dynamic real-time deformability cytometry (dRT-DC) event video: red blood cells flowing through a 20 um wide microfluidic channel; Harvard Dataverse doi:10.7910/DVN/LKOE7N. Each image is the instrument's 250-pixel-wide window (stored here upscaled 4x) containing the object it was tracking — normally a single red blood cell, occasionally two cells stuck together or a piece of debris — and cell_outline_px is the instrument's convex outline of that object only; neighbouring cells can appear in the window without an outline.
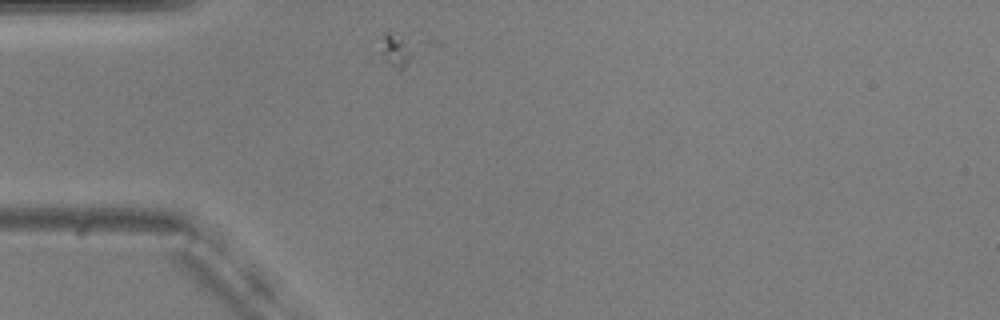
{"species": "common noctule bat (a hibernating species)", "species_latin": "Nyctalus noctula", "temperature_condition": "warm", "stored_images_in_passage": 9, "camera_frame_rate_fps": 3000, "um_per_image_px": 0.085, "animal": {"sex": "male", "body_mass_g": 20.5, "forearm_length_mm": 52.5}, "frame": {"image": 1, "passage_image": 1, "time_ms": 0.0, "image_size_px": [1000, 320], "cell_outline_px": [[444, 44], [404, 68], [396, 68], [388, 64], [384, 52], [384, 36], [388, 32], [416, 28], [428, 32], [440, 40]], "centroid_in_image_um": [34.73, 3.95], "position_along_channel_um": 50.3, "area_um2": 11.62}}
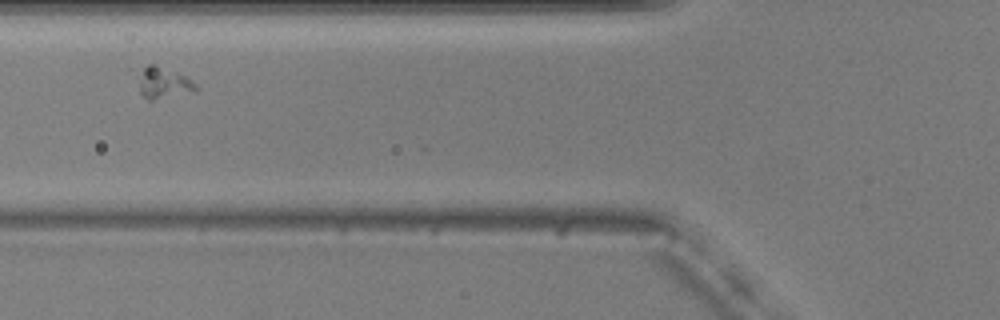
{"frame": {"image": 2, "passage_image": 7, "time_ms": 2.0, "image_size_px": [1000, 320], "cell_outline_px": [[200, 88], [196, 92], [152, 100], [148, 100], [140, 92], [140, 84], [144, 68], [148, 64], [152, 64], [176, 72], [184, 76], [196, 84]], "centroid_in_image_um": [13.98, 7.09], "position_along_channel_um": 111.8, "area_um2": 10.12}}